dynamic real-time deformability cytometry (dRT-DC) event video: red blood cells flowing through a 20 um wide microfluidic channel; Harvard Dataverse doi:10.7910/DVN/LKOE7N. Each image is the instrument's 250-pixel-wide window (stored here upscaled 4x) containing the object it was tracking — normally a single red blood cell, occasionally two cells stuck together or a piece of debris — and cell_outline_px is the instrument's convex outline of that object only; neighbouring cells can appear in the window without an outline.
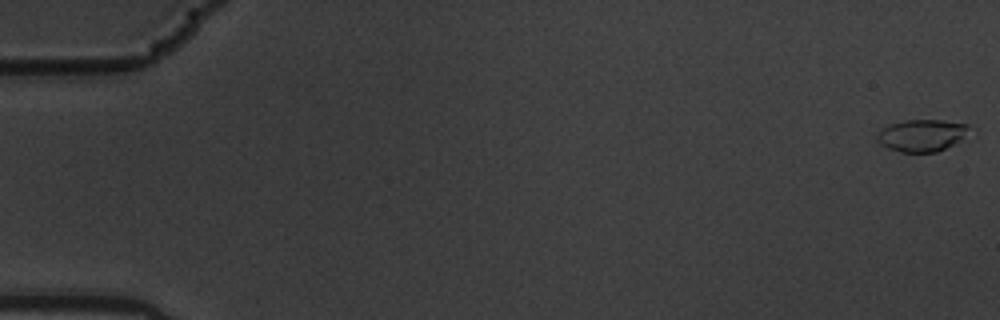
{"species": "common noctule bat (a hibernating species)", "species_latin": "Nyctalus noctula", "temperature_condition": "warm", "stored_images_in_passage": 58, "camera_frame_rate_fps": 3000, "um_per_image_px": 0.085, "animal": {"sex": "male", "body_mass_g": 19.5, "forearm_length_mm": 54.6}, "frame": {"image": 1, "passage_image": 1, "time_ms": 0.0, "image_size_px": [1000, 320], "cell_outline_px": [[968, 124], [960, 136], [952, 144], [936, 152], [900, 152], [888, 148], [880, 144], [876, 140], [876, 136], [884, 128], [892, 124], [904, 120], [944, 120]], "centroid_in_image_um": [78.24, 11.51], "position_along_channel_um": 6.8, "area_um2": 16.47}}
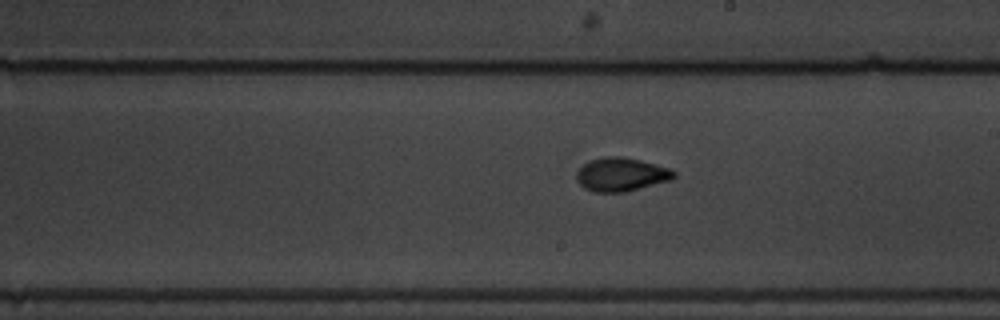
{"frame": {"image": 2, "passage_image": 34, "time_ms": 11.0, "image_size_px": [1000, 320], "cell_outline_px": [[676, 176], [672, 180], [624, 192], [596, 192], [584, 188], [576, 180], [576, 172], [584, 164], [592, 160], [604, 156], [620, 156], [640, 160], [656, 164], [668, 168], [676, 172]], "centroid_in_image_um": [52.81, 14.83], "position_along_channel_um": 236.2, "area_um2": 19.02}}
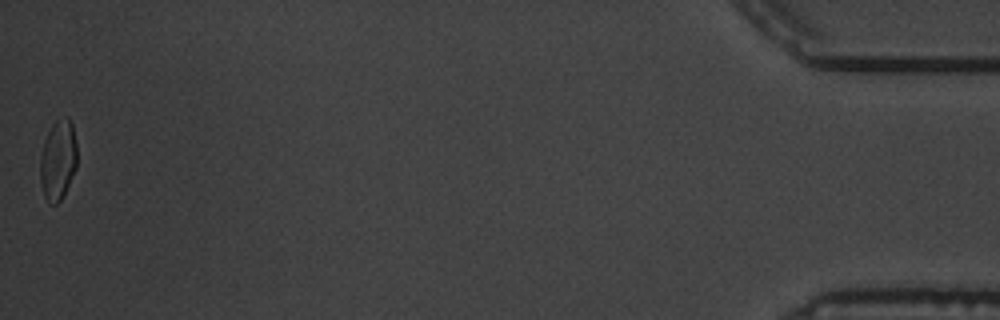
{"frame": {"image": 3, "passage_image": 58, "time_ms": 19.0, "image_size_px": [1000, 320], "cell_outline_px": [[76, 168], [60, 200], [56, 204], [48, 204], [44, 196], [40, 180], [40, 156], [44, 140], [52, 124], [56, 120], [68, 116], [72, 124], [76, 144]], "centroid_in_image_um": [4.91, 13.59], "position_along_channel_um": 430.3, "area_um2": 17.11}, "authors_computed_cell_mechanics": {"area_um2": 17.7446, "velocity_mm_per_s": 3.566, "shape_relaxation_time_tau1_ms": 4.0196, "shape_relaxation_time_tau2_ms": 1.4046, "deformation_change_tau1": 0.1441, "deformation_change_tau2": 0.0582}}